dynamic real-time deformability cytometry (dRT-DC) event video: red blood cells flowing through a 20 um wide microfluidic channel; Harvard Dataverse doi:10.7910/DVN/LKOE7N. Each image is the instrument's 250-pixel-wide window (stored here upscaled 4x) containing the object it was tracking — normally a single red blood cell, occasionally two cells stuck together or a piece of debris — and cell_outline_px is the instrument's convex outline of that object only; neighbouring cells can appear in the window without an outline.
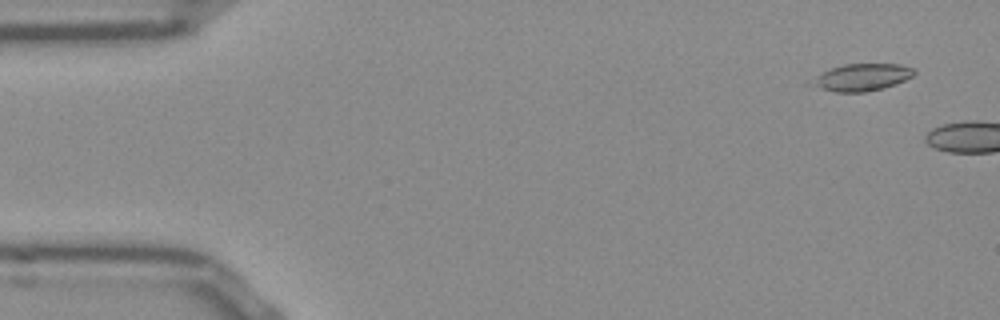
{"species": "Egyptian fruit bat (a non-hibernating species)", "species_latin": "Rousettus aegyptiacus", "temperature_condition": "room temperature", "stored_images_in_passage": 6, "camera_frame_rate_fps": 3000, "um_per_image_px": 0.085, "frame": {"image": 1, "passage_image": 3, "time_ms": 0.667, "image_size_px": [1000, 320], "cell_outline_px": [[916, 72], [912, 76], [904, 80], [884, 88], [864, 92], [836, 92], [804, 84], [816, 76], [832, 68], [844, 64], [900, 64], [912, 68]], "centroid_in_image_um": [73.2, 6.58], "position_along_channel_um": 11.8, "area_um2": 16.13}}